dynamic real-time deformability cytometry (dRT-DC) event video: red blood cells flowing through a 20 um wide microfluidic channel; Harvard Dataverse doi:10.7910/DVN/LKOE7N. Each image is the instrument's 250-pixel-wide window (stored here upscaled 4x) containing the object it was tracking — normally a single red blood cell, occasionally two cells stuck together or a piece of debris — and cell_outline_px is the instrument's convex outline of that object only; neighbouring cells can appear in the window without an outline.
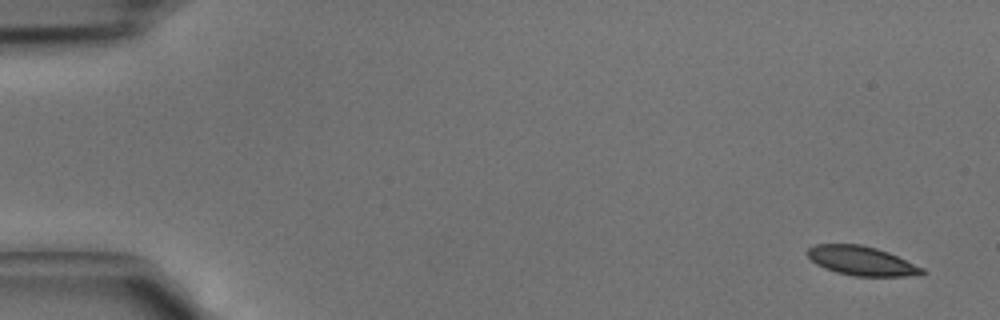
{"species": "common noctule bat (a hibernating species)", "species_latin": "Nyctalus noctula", "temperature_condition": "cold", "stored_images_in_passage": 5, "segment_of_instrument_passage": [1, 2], "camera_frame_rate_fps": 3000, "um_per_image_px": 0.085, "animal": {"sex": "male", "body_mass_g": 15.6}, "frame": {"image": 1, "passage_image": 1, "time_ms": 0.0, "image_size_px": [1000, 320], "cell_outline_px": [[928, 272], [924, 276], [856, 276], [836, 272], [824, 268], [816, 264], [804, 252], [808, 248], [816, 244], [860, 244], [876, 248], [888, 252], [924, 268]], "centroid_in_image_um": [73.27, 22.18], "position_along_channel_um": 11.7, "area_um2": 19.71}}
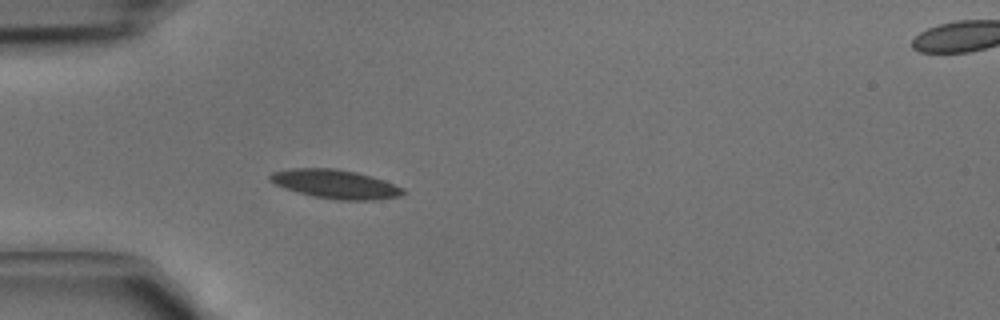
{"frame": {"image": 2, "passage_image": 4, "time_ms": 1.0, "image_size_px": [1000, 320], "cell_outline_px": [[404, 192], [400, 196], [376, 200], [340, 200], [312, 196], [284, 188], [268, 180], [268, 176], [272, 172], [292, 168], [336, 168], [356, 172], [372, 176], [384, 180], [404, 188]], "centroid_in_image_um": [28.5, 15.64], "position_along_channel_um": 56.5, "area_um2": 22.43}}